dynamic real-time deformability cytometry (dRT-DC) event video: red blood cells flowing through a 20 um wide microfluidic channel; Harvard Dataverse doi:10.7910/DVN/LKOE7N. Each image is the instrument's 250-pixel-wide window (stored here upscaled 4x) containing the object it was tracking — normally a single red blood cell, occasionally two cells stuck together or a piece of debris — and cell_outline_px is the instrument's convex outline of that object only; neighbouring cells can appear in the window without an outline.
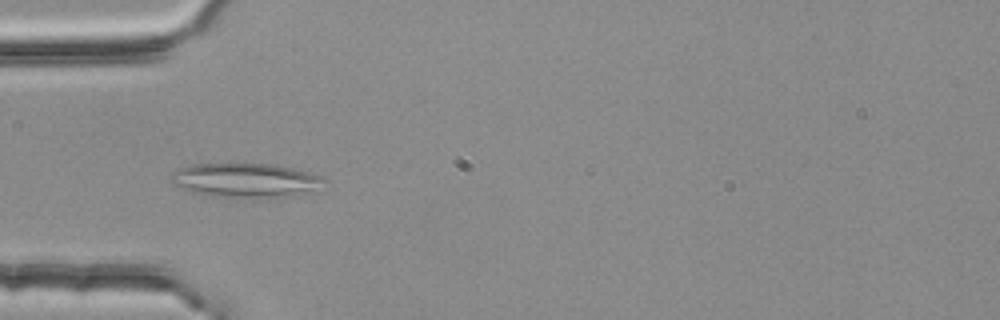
{"species": "common noctule bat (a hibernating species)", "species_latin": "Nyctalus noctula", "temperature_condition": "room temperature", "stored_images_in_passage": 4, "camera_frame_rate_fps": 3000, "um_per_image_px": 0.085, "animal": {"sex": "female", "body_mass_g": 25.1}, "frame": {"image": 1, "passage_image": 3, "time_ms": 0.667, "image_size_px": [1000, 320], "cell_outline_px": [[328, 180], [292, 196], [216, 196], [192, 192], [180, 188], [172, 184], [168, 180], [176, 168], [192, 164], [272, 164], [292, 168], [308, 172], [320, 176]], "centroid_in_image_um": [20.72, 15.29], "position_along_channel_um": 64.3, "area_um2": 29.59}}